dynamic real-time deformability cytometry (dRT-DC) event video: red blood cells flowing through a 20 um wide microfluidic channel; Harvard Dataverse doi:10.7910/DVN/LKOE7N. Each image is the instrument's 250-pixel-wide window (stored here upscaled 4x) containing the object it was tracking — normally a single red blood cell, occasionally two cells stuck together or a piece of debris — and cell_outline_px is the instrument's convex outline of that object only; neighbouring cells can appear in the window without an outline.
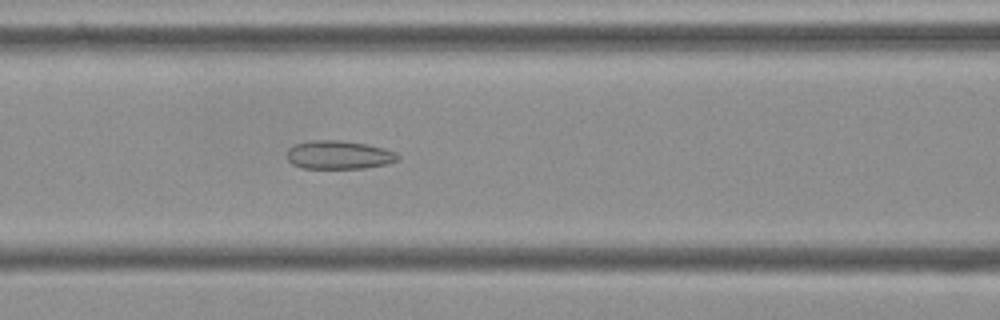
{"species": "Egyptian fruit bat (a non-hibernating species)", "species_latin": "Rousettus aegyptiacus", "temperature_condition": "cold", "stored_images_in_passage": 54, "camera_frame_rate_fps": 3000, "um_per_image_px": 0.085, "frame": {"image": 1, "passage_image": 22, "time_ms": 7.0, "image_size_px": [1000, 320], "cell_outline_px": [[400, 156], [396, 160], [384, 164], [364, 168], [304, 168], [292, 164], [288, 160], [288, 148], [296, 144], [312, 140], [340, 140], [364, 144], [396, 152]], "centroid_in_image_um": [28.76, 13.16], "position_along_channel_um": 137.8, "area_um2": 18.03}}
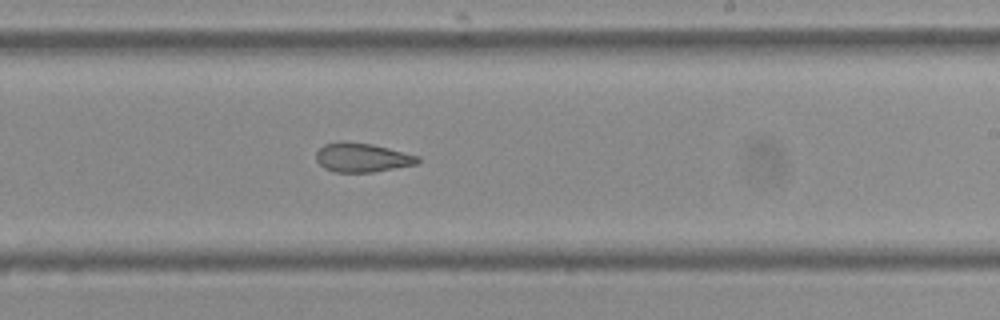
{"frame": {"image": 2, "passage_image": 32, "time_ms": 10.333, "image_size_px": [1000, 320], "cell_outline_px": [[420, 160], [416, 164], [372, 172], [336, 172], [324, 168], [316, 160], [316, 152], [324, 144], [372, 144], [420, 156]], "centroid_in_image_um": [30.81, 13.43], "position_along_channel_um": 258.2, "area_um2": 16.53}}
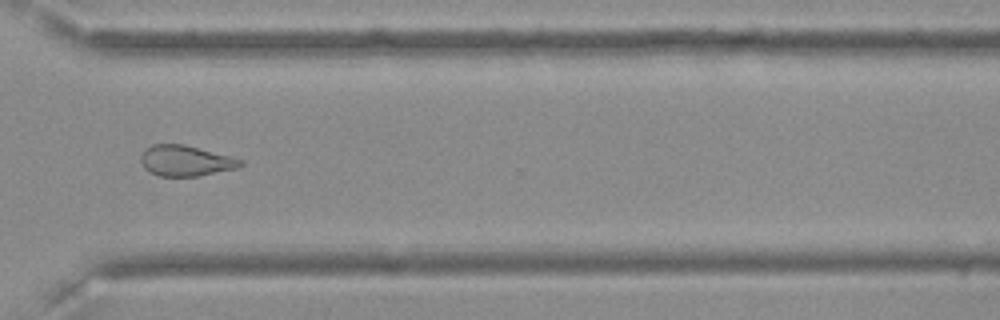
{"frame": {"image": 3, "passage_image": 40, "time_ms": 13.0, "image_size_px": [1000, 320], "cell_outline_px": [[244, 164], [236, 168], [196, 176], [160, 176], [148, 172], [144, 168], [140, 160], [140, 156], [144, 148], [152, 144], [184, 144], [244, 160]], "centroid_in_image_um": [15.72, 13.65], "position_along_channel_um": 354.9, "area_um2": 17.8}, "authors_computed_cell_mechanics": {"area_um2": 19.9121, "velocity_mm_per_s": 3.616, "shape_relaxation_time_tau1_ms": null, "shape_relaxation_time_tau2_ms": 2.5191, "deformation_change_tau1": null, "deformation_change_tau2": 0.1047}}